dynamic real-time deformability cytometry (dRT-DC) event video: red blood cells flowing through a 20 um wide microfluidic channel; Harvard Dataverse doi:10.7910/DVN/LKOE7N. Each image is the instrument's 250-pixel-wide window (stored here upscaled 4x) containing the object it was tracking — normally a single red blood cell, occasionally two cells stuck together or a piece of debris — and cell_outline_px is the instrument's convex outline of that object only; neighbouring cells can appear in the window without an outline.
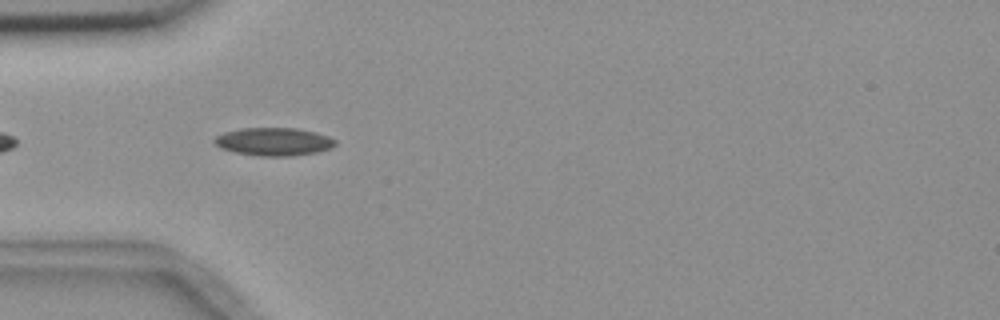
{"species": "common noctule bat (a hibernating species)", "species_latin": "Nyctalus noctula", "temperature_condition": "room temperature", "stored_images_in_passage": 3, "camera_frame_rate_fps": 3000, "um_per_image_px": 0.085, "animal": {"sex": "female", "body_mass_g": 18.4}, "frame": {"image": 1, "passage_image": 3, "time_ms": 2.667, "image_size_px": [1000, 320], "cell_outline_px": [[336, 144], [332, 148], [316, 152], [292, 156], [260, 156], [236, 152], [220, 148], [212, 140], [216, 136], [224, 132], [240, 128], [296, 128], [316, 132], [328, 136], [336, 140]], "centroid_in_image_um": [23.27, 12.04], "position_along_channel_um": 61.7, "area_um2": 19.77}}